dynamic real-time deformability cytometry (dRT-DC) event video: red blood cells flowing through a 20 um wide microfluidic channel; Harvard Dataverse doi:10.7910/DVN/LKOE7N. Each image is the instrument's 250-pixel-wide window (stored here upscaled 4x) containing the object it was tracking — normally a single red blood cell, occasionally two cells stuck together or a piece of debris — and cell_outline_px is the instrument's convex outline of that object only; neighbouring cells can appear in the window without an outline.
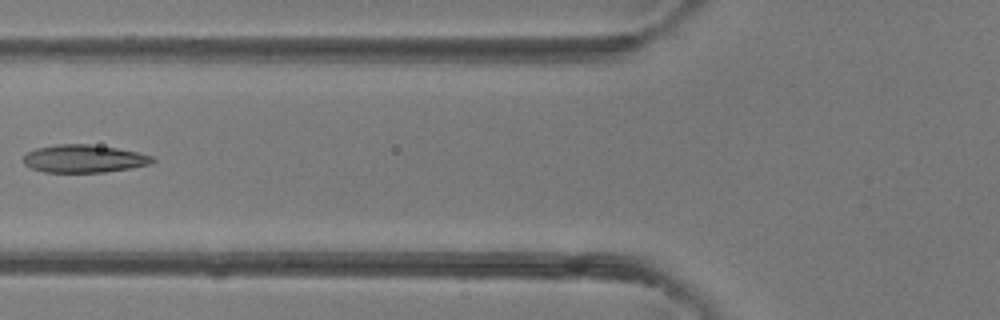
{"species": "common noctule bat (a hibernating species)", "species_latin": "Nyctalus noctula", "temperature_condition": "room temperature", "stored_images_in_passage": 5, "camera_frame_rate_fps": 3000, "um_per_image_px": 0.085, "animal": {"sex": "female"}, "frame": {"image": 1, "passage_image": 5, "time_ms": 4.333, "image_size_px": [1000, 320], "cell_outline_px": [[156, 160], [152, 164], [132, 168], [104, 172], [44, 172], [32, 168], [24, 164], [24, 156], [28, 152], [36, 148], [56, 144], [88, 144], [116, 148], [136, 152], [152, 156]], "centroid_in_image_um": [7.15, 13.49], "position_along_channel_um": 118.6, "area_um2": 20.87}}